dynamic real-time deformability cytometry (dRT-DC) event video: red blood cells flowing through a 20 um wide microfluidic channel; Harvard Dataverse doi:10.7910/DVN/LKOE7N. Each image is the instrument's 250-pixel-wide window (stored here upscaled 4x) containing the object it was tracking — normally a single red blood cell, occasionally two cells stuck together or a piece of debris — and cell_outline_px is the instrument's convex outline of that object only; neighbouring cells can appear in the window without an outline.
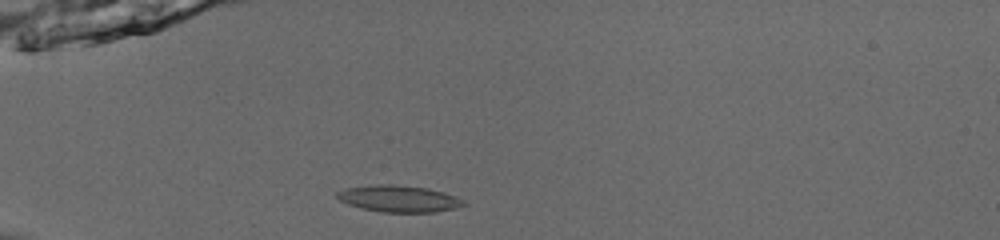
{"species": "common noctule bat (a hibernating species)", "species_latin": "Nyctalus noctula", "temperature_condition": "room temperature", "stored_images_in_passage": 41, "camera_frame_rate_fps": 3000, "um_per_image_px": 0.085, "animal": {"sex": "male", "body_mass_g": 13.0, "forearm_length_mm": 53.1}, "frame": {"image": 1, "passage_image": 5, "time_ms": 1.333, "image_size_px": [1000, 240], "cell_outline_px": [[464, 204], [456, 208], [436, 212], [384, 212], [364, 208], [348, 204], [340, 200], [336, 196], [336, 192], [344, 188], [376, 184], [392, 184], [428, 188], [444, 192], [456, 196], [464, 200]], "centroid_in_image_um": [33.9, 16.88], "position_along_channel_um": 51.1, "area_um2": 19.59}}
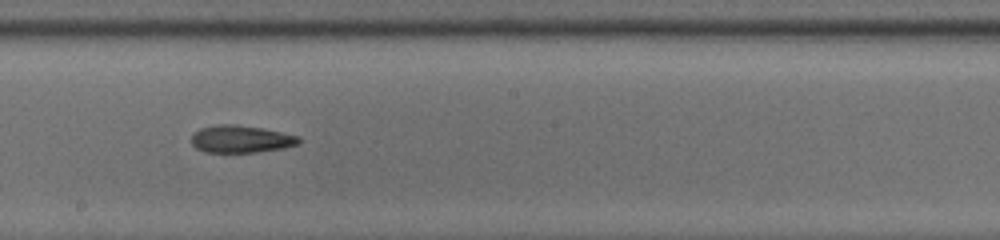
{"frame": {"image": 2, "passage_image": 20, "time_ms": 6.333, "image_size_px": [1000, 240], "cell_outline_px": [[300, 144], [284, 148], [256, 152], [204, 152], [196, 148], [192, 144], [192, 132], [200, 128], [216, 124], [236, 124], [260, 128], [300, 136]], "centroid_in_image_um": [20.46, 11.82], "position_along_channel_um": 227.7, "area_um2": 17.22}}
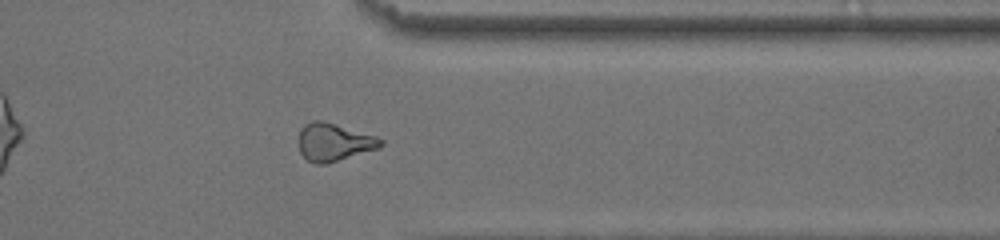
{"frame": {"image": 3, "passage_image": 32, "time_ms": 10.333, "image_size_px": [1000, 240], "cell_outline_px": [[384, 144], [380, 148], [328, 164], [312, 164], [300, 152], [300, 128], [304, 124], [312, 120], [324, 120], [376, 136], [384, 140]], "centroid_in_image_um": [28.41, 12.08], "position_along_channel_um": 383.0, "area_um2": 18.32}, "authors_computed_cell_mechanics": {"area_um2": 17.8602, "velocity_mm_per_s": 3.9237, "shape_relaxation_time_tau1_ms": null, "shape_relaxation_time_tau2_ms": 6.4243, "deformation_change_tau1": null, "deformation_change_tau2": 0.162}}